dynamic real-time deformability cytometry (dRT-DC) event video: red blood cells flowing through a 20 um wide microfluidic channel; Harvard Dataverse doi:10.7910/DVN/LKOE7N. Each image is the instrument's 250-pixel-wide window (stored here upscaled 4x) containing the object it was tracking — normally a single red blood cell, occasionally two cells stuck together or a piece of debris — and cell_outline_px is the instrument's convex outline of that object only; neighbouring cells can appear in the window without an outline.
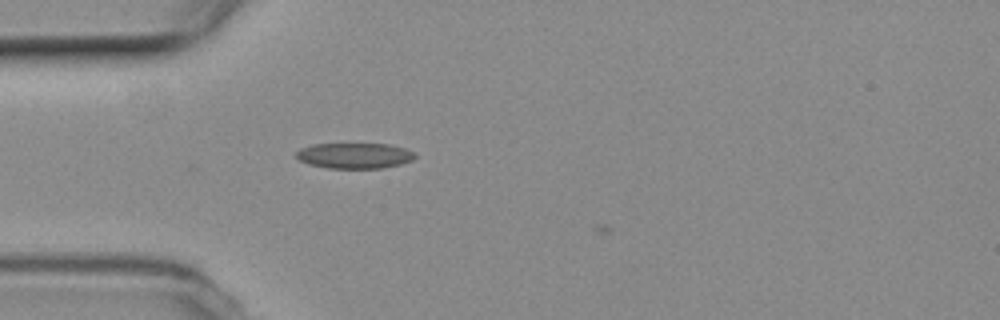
{"species": "common noctule bat (a hibernating species)", "species_latin": "Nyctalus noctula", "temperature_condition": "room temperature", "stored_images_in_passage": 17, "camera_frame_rate_fps": 3000, "um_per_image_px": 0.085, "animal": {"sex": "female", "body_mass_g": 19.3, "forearm_length_mm": 54.1}, "frame": {"image": 1, "passage_image": 16, "time_ms": 5.0, "image_size_px": [1000, 320], "cell_outline_px": [[416, 156], [412, 160], [400, 164], [380, 168], [328, 168], [308, 164], [300, 160], [296, 156], [296, 152], [300, 148], [312, 144], [388, 144], [404, 148], [416, 152]], "centroid_in_image_um": [30.13, 13.22], "position_along_channel_um": 54.9, "area_um2": 17.69}}